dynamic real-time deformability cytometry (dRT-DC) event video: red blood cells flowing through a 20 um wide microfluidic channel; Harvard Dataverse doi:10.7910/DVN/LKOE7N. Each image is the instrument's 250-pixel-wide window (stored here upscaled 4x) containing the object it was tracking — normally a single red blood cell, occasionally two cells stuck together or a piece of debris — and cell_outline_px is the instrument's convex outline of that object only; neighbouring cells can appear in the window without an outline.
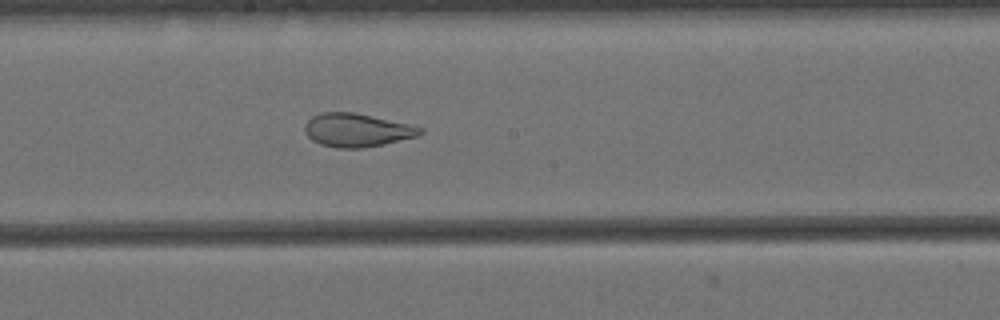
{"species": "Egyptian fruit bat (a non-hibernating species)", "species_latin": "Rousettus aegyptiacus", "temperature_condition": "cold", "stored_images_in_passage": 58, "camera_frame_rate_fps": 3000, "um_per_image_px": 0.085, "animal": {"sex": "female"}, "frame": {"image": 1, "passage_image": 30, "time_ms": 9.667, "image_size_px": [1000, 320], "cell_outline_px": [[424, 132], [416, 136], [384, 144], [364, 148], [336, 148], [320, 144], [312, 140], [304, 132], [304, 124], [312, 116], [320, 112], [352, 112], [424, 128]], "centroid_in_image_um": [30.28, 11.07], "position_along_channel_um": 217.9, "area_um2": 22.25}}
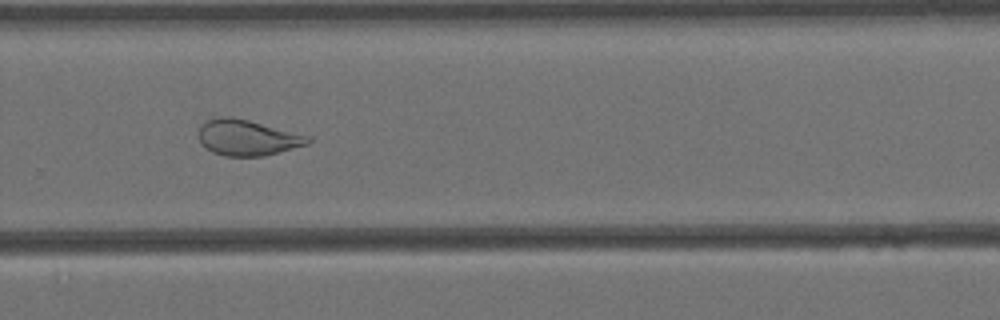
{"frame": {"image": 2, "passage_image": 38, "time_ms": 12.333, "image_size_px": [1000, 320], "cell_outline_px": [[312, 140], [308, 144], [264, 156], [224, 156], [212, 152], [200, 140], [200, 124], [204, 120], [220, 116], [228, 116], [248, 120], [312, 136]], "centroid_in_image_um": [21.05, 11.69], "position_along_channel_um": 308.7, "area_um2": 22.77}}
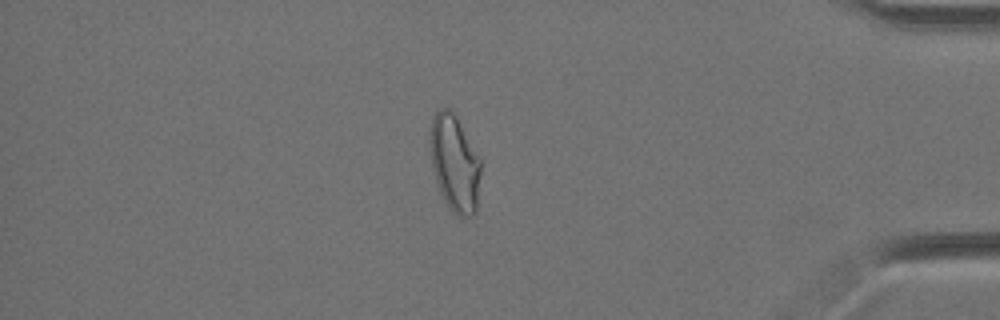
{"frame": {"image": 3, "passage_image": 49, "time_ms": 16.0, "image_size_px": [1000, 320], "cell_outline_px": [[480, 172], [476, 212], [472, 216], [456, 216], [448, 208], [440, 192], [432, 168], [428, 140], [428, 132], [432, 116], [440, 108], [448, 108], [456, 116], [480, 156]], "centroid_in_image_um": [38.61, 13.86], "position_along_channel_um": 396.6, "area_um2": 29.02}, "authors_computed_cell_mechanics": {"area_um2": 28.5821, "velocity_mm_per_s": 3.4313, "shape_relaxation_time_tau1_ms": null, "shape_relaxation_time_tau2_ms": 1.1767, "deformation_change_tau1": null, "deformation_change_tau2": 0.0784}}